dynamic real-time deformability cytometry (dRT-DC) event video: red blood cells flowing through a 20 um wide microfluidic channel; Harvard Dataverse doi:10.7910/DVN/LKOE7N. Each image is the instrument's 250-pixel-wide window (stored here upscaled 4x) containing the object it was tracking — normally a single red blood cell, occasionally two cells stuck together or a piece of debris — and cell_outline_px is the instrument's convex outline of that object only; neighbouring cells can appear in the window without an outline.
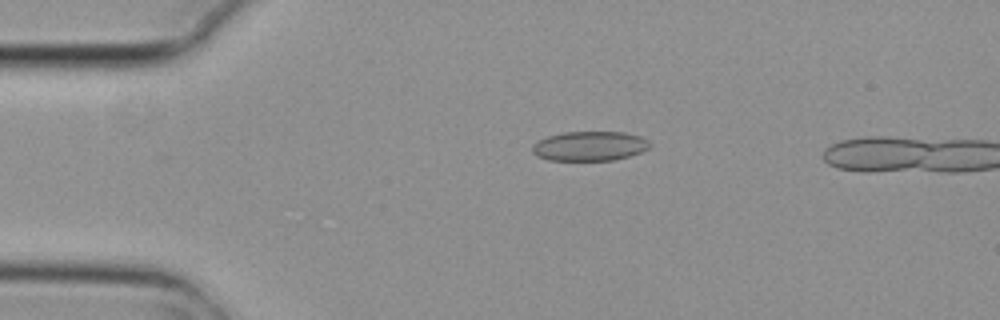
{"species": "common noctule bat (a hibernating species)", "species_latin": "Nyctalus noctula", "temperature_condition": "cold", "stored_images_in_passage": 2, "camera_frame_rate_fps": 3000, "um_per_image_px": 0.085, "animal": {"sex": "female", "body_mass_g": 29.2, "forearm_length_mm": 56.3}, "frame": {"image": 1, "passage_image": 1, "time_ms": 0.0, "image_size_px": [1000, 320], "cell_outline_px": [[652, 144], [648, 148], [640, 152], [628, 156], [612, 160], [548, 160], [536, 156], [532, 152], [532, 144], [548, 136], [564, 132], [624, 132], [640, 136], [648, 140]], "centroid_in_image_um": [50.11, 12.41], "position_along_channel_um": 34.9, "area_um2": 20.17}}